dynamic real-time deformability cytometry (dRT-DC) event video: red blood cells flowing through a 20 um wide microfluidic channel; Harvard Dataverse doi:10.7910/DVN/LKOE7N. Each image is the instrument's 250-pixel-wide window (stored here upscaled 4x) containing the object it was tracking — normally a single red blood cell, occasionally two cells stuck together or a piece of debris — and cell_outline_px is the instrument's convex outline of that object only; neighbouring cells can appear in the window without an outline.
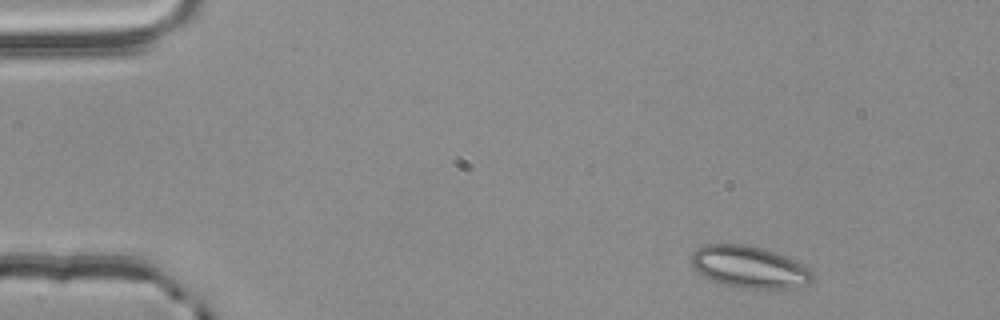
{"species": "common noctule bat (a hibernating species)", "species_latin": "Nyctalus noctula", "temperature_condition": "room temperature", "stored_images_in_passage": 4, "segment_of_instrument_passage": [1, 2], "camera_frame_rate_fps": 3000, "um_per_image_px": 0.085, "animal": {"sex": "male", "body_mass_g": 20.4}, "frame": {"image": 1, "passage_image": 1, "time_ms": 0.0, "image_size_px": [1000, 320], "cell_outline_px": [[812, 284], [792, 288], [740, 288], [724, 284], [712, 280], [692, 268], [692, 252], [696, 248], [704, 244], [748, 244], [764, 248], [804, 264], [812, 272]], "centroid_in_image_um": [63.7, 22.69], "position_along_channel_um": 21.3, "area_um2": 29.71}}